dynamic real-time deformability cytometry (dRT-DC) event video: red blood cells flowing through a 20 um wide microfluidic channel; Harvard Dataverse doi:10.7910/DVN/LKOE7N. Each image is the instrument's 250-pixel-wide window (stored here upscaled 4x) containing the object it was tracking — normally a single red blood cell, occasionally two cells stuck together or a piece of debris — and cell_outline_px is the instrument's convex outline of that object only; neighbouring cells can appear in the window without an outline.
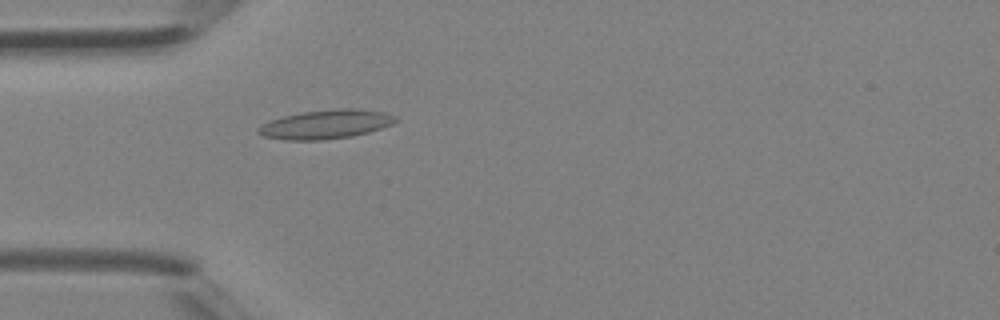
{"species": "Egyptian fruit bat (a non-hibernating species)", "species_latin": "Rousettus aegyptiacus", "temperature_condition": "room temperature", "stored_images_in_passage": 30, "camera_frame_rate_fps": 3000, "um_per_image_px": 0.085, "animal": {"sex": "female"}, "frame": {"image": 1, "passage_image": 2, "time_ms": 0.333, "image_size_px": [1000, 320], "cell_outline_px": [[400, 120], [392, 124], [368, 132], [352, 136], [324, 140], [284, 140], [264, 136], [256, 132], [256, 128], [272, 120], [284, 116], [300, 112], [336, 108], [356, 108], [384, 112], [396, 116]], "centroid_in_image_um": [27.72, 10.56], "position_along_channel_um": 57.3, "area_um2": 23.29}}
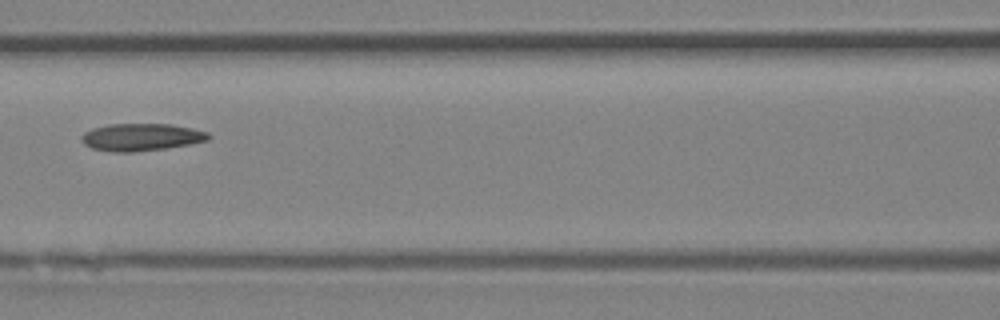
{"frame": {"image": 2, "passage_image": 8, "time_ms": 2.333, "image_size_px": [1000, 320], "cell_outline_px": [[212, 136], [208, 140], [188, 144], [164, 148], [132, 152], [112, 152], [92, 148], [84, 144], [80, 140], [80, 136], [84, 132], [92, 128], [108, 124], [172, 124], [192, 128], [208, 132]], "centroid_in_image_um": [11.98, 11.65], "position_along_channel_um": 154.6, "area_um2": 20.29}}
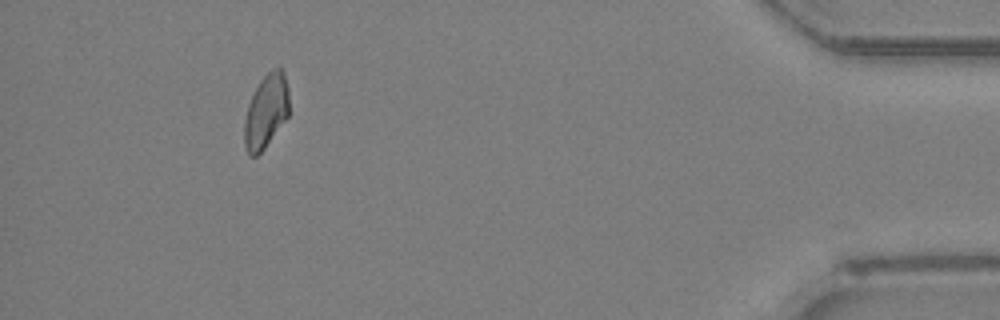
{"frame": {"image": 3, "passage_image": 27, "time_ms": 8.667, "image_size_px": [1000, 320], "cell_outline_px": [[288, 116], [264, 148], [256, 156], [248, 156], [244, 148], [244, 120], [248, 104], [260, 80], [272, 68], [280, 68], [284, 72], [288, 88]], "centroid_in_image_um": [22.59, 9.47], "position_along_channel_um": 412.6, "area_um2": 19.19}}